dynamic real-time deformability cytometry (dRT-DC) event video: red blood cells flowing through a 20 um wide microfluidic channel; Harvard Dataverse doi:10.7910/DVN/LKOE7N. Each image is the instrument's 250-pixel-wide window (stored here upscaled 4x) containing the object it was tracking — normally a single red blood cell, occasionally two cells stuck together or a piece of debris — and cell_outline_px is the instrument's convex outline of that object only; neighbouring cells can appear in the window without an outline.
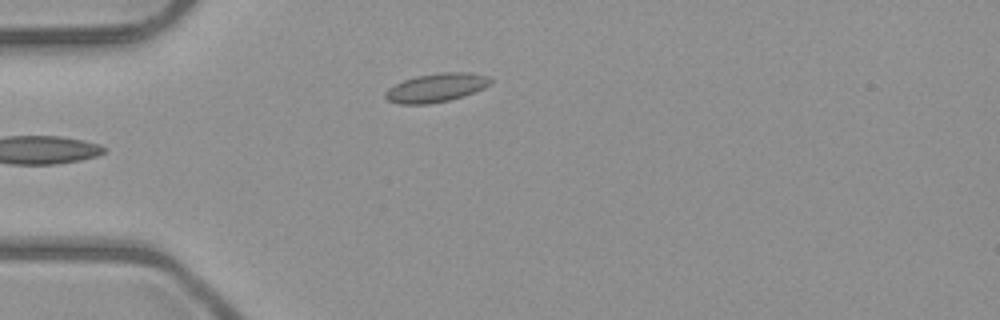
{"species": "common noctule bat (a hibernating species)", "species_latin": "Nyctalus noctula", "temperature_condition": "room temperature", "stored_images_in_passage": 6, "camera_frame_rate_fps": 3000, "um_per_image_px": 0.085, "animal": {"sex": "male", "body_mass_g": 23.1, "forearm_length_mm": 52.7}, "frame": {"image": 1, "passage_image": 6, "time_ms": 5.667, "image_size_px": [1000, 320], "cell_outline_px": [[492, 84], [484, 88], [464, 96], [448, 100], [428, 104], [400, 104], [388, 100], [384, 96], [384, 92], [388, 88], [404, 80], [416, 76], [440, 72], [468, 72], [488, 76], [492, 80]], "centroid_in_image_um": [37.09, 7.45], "position_along_channel_um": 47.9, "area_um2": 17.63}}